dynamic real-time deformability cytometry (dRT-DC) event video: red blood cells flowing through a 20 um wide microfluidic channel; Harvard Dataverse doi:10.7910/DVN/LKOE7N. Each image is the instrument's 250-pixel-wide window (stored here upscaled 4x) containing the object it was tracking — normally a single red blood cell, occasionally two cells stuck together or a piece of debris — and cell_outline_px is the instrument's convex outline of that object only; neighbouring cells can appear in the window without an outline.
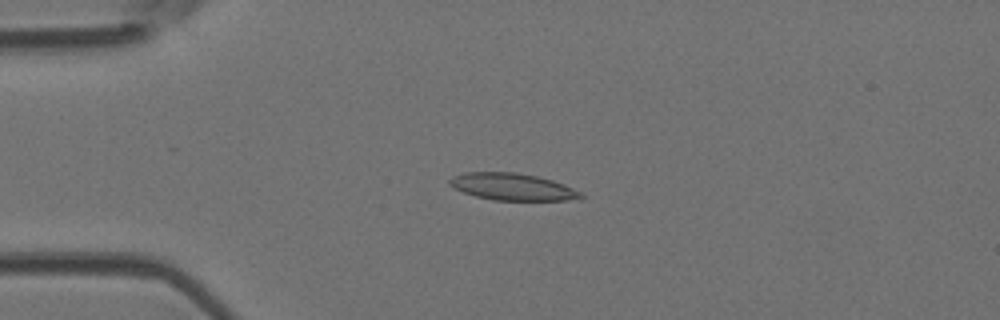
{"species": "Egyptian fruit bat (a non-hibernating species)", "species_latin": "Rousettus aegyptiacus", "temperature_condition": "room temperature", "stored_images_in_passage": 6, "camera_frame_rate_fps": 3000, "um_per_image_px": 0.085, "animal": {"sex": "female"}, "frame": {"image": 1, "passage_image": 4, "time_ms": 1.0, "image_size_px": [1000, 320], "cell_outline_px": [[584, 196], [568, 200], [492, 200], [476, 196], [452, 188], [448, 184], [448, 180], [452, 176], [464, 172], [516, 172], [536, 176], [552, 180], [564, 184], [580, 192]], "centroid_in_image_um": [43.49, 15.87], "position_along_channel_um": 41.5, "area_um2": 20.58}}
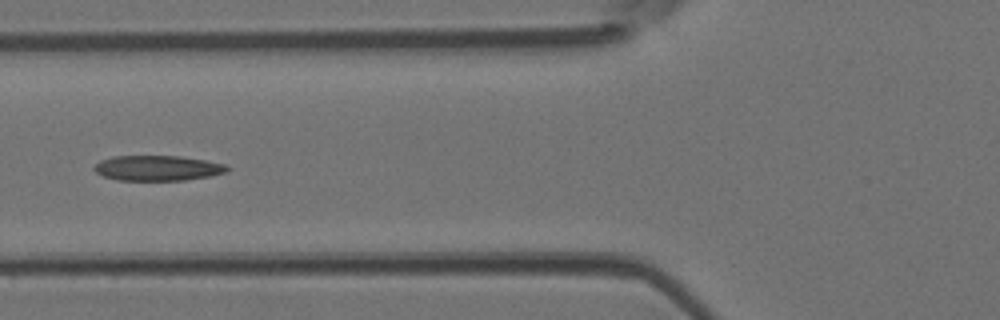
{"frame": {"image": 2, "passage_image": 6, "time_ms": 1.667, "image_size_px": [1000, 320], "cell_outline_px": [[228, 172], [208, 176], [184, 180], [116, 180], [104, 176], [96, 172], [92, 168], [100, 160], [112, 156], [180, 156], [204, 160], [224, 164], [228, 168]], "centroid_in_image_um": [13.36, 14.28], "position_along_channel_um": 112.4, "area_um2": 19.42}}